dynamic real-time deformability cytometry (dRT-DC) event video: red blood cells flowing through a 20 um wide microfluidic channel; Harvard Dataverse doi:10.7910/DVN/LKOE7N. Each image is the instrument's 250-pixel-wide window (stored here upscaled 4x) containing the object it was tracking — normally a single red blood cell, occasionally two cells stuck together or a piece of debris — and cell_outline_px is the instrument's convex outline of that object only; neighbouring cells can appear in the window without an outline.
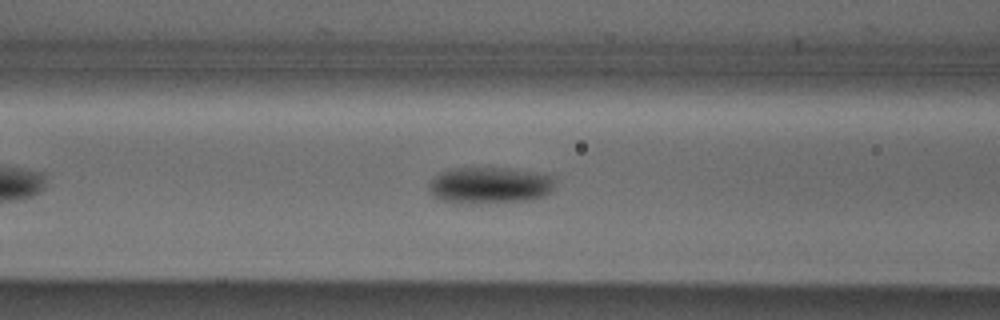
{"species": "Egyptian fruit bat (a non-hibernating species)", "species_latin": "Rousettus aegyptiacus", "temperature_condition": "cold", "stored_images_in_passage": 45, "camera_frame_rate_fps": 3000, "um_per_image_px": 0.085, "animal": {"sex": "male"}, "frame": {"image": 1, "passage_image": 12, "time_ms": 3.667, "image_size_px": [1000, 320], "cell_outline_px": [[556, 184], [552, 192], [544, 196], [528, 200], [476, 204], [464, 204], [440, 200], [432, 196], [428, 192], [428, 184], [440, 172], [452, 168], [512, 168], [536, 172], [552, 176]], "centroid_in_image_um": [41.62, 15.76], "position_along_channel_um": 125.0, "area_um2": 27.4}}
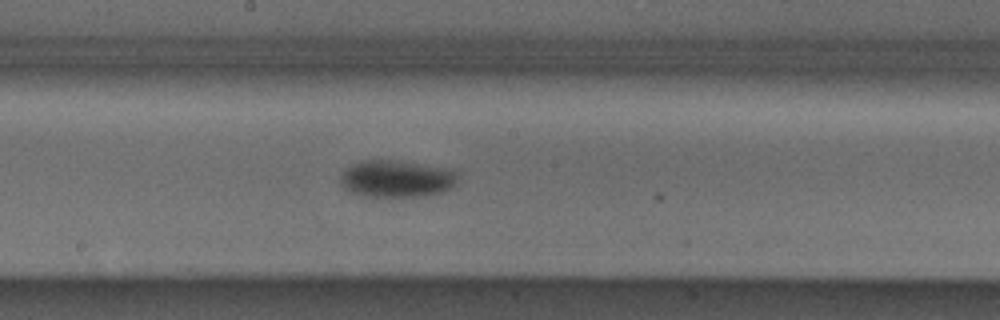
{"frame": {"image": 2, "passage_image": 19, "time_ms": 6.0, "image_size_px": [1000, 320], "cell_outline_px": [[456, 184], [452, 188], [440, 192], [420, 196], [364, 196], [352, 192], [344, 188], [340, 184], [340, 176], [352, 164], [360, 160], [396, 160], [448, 168], [456, 172]], "centroid_in_image_um": [33.69, 15.18], "position_along_channel_um": 214.5, "area_um2": 25.2}}
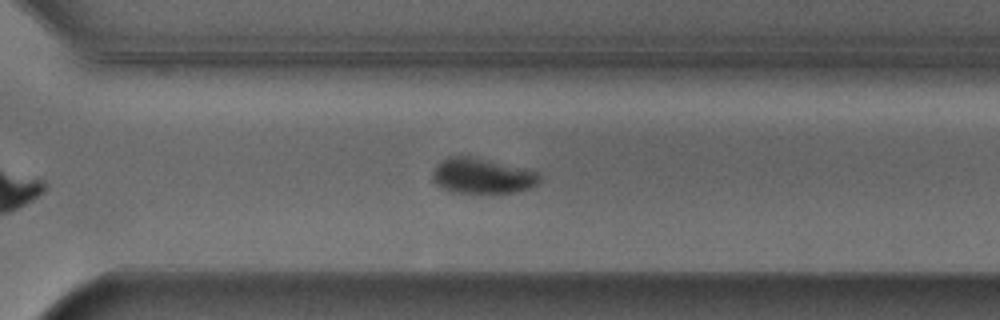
{"frame": {"image": 3, "passage_image": 28, "time_ms": 9.0, "image_size_px": [1000, 320], "cell_outline_px": [[540, 180], [536, 184], [528, 188], [512, 192], [452, 192], [436, 184], [432, 180], [432, 172], [436, 164], [440, 160], [448, 156], [472, 156], [540, 172]], "centroid_in_image_um": [40.94, 14.93], "position_along_channel_um": 329.7, "area_um2": 21.91}}